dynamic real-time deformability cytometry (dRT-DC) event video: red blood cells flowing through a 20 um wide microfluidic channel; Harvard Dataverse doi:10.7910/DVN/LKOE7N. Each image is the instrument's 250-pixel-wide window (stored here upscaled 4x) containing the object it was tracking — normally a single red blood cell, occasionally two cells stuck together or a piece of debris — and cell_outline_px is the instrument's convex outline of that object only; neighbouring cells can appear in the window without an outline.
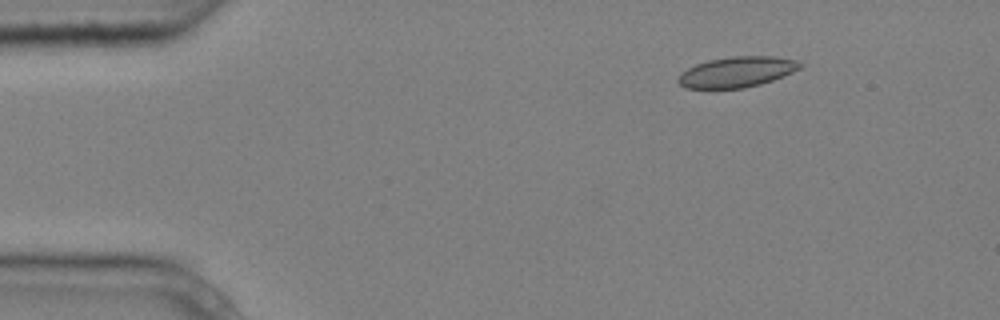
{"species": "common noctule bat (a hibernating species)", "species_latin": "Nyctalus noctula", "temperature_condition": "cold", "stored_images_in_passage": 4, "camera_frame_rate_fps": 3000, "um_per_image_px": 0.085, "animal": {"sex": "male", "body_mass_g": 20.4}, "frame": {"image": 1, "passage_image": 2, "time_ms": 0.333, "image_size_px": [1000, 320], "cell_outline_px": [[804, 64], [800, 68], [784, 76], [760, 84], [744, 88], [684, 88], [676, 80], [680, 72], [696, 64], [708, 60], [732, 56], [772, 56], [796, 60]], "centroid_in_image_um": [62.61, 6.11], "position_along_channel_um": 22.4, "area_um2": 21.73}}